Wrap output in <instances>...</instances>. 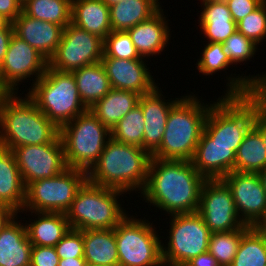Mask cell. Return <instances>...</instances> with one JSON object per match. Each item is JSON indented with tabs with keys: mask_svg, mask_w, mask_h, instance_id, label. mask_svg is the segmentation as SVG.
I'll return each mask as SVG.
<instances>
[{
	"mask_svg": "<svg viewBox=\"0 0 266 266\" xmlns=\"http://www.w3.org/2000/svg\"><path fill=\"white\" fill-rule=\"evenodd\" d=\"M227 76L228 88L209 109L203 131L214 144L234 145L236 153L256 118V92L266 91V73Z\"/></svg>",
	"mask_w": 266,
	"mask_h": 266,
	"instance_id": "1",
	"label": "cell"
},
{
	"mask_svg": "<svg viewBox=\"0 0 266 266\" xmlns=\"http://www.w3.org/2000/svg\"><path fill=\"white\" fill-rule=\"evenodd\" d=\"M206 179L188 160L151 158L145 188L140 196L168 216L197 212Z\"/></svg>",
	"mask_w": 266,
	"mask_h": 266,
	"instance_id": "2",
	"label": "cell"
},
{
	"mask_svg": "<svg viewBox=\"0 0 266 266\" xmlns=\"http://www.w3.org/2000/svg\"><path fill=\"white\" fill-rule=\"evenodd\" d=\"M17 96L0 93V147L12 151L19 146L53 142L60 129L26 94L24 98Z\"/></svg>",
	"mask_w": 266,
	"mask_h": 266,
	"instance_id": "3",
	"label": "cell"
},
{
	"mask_svg": "<svg viewBox=\"0 0 266 266\" xmlns=\"http://www.w3.org/2000/svg\"><path fill=\"white\" fill-rule=\"evenodd\" d=\"M152 155L141 147L117 142L110 138L98 161L87 172L93 184L121 190L139 191L145 188Z\"/></svg>",
	"mask_w": 266,
	"mask_h": 266,
	"instance_id": "4",
	"label": "cell"
},
{
	"mask_svg": "<svg viewBox=\"0 0 266 266\" xmlns=\"http://www.w3.org/2000/svg\"><path fill=\"white\" fill-rule=\"evenodd\" d=\"M196 95H184L171 108L160 146L151 154L163 160L191 161L212 103H201Z\"/></svg>",
	"mask_w": 266,
	"mask_h": 266,
	"instance_id": "5",
	"label": "cell"
},
{
	"mask_svg": "<svg viewBox=\"0 0 266 266\" xmlns=\"http://www.w3.org/2000/svg\"><path fill=\"white\" fill-rule=\"evenodd\" d=\"M125 192L86 180L65 213L71 229H114L127 215L119 196Z\"/></svg>",
	"mask_w": 266,
	"mask_h": 266,
	"instance_id": "6",
	"label": "cell"
},
{
	"mask_svg": "<svg viewBox=\"0 0 266 266\" xmlns=\"http://www.w3.org/2000/svg\"><path fill=\"white\" fill-rule=\"evenodd\" d=\"M26 94L59 129L87 110L72 72L50 68Z\"/></svg>",
	"mask_w": 266,
	"mask_h": 266,
	"instance_id": "7",
	"label": "cell"
},
{
	"mask_svg": "<svg viewBox=\"0 0 266 266\" xmlns=\"http://www.w3.org/2000/svg\"><path fill=\"white\" fill-rule=\"evenodd\" d=\"M68 167L88 172L98 161L111 131L87 109L60 128Z\"/></svg>",
	"mask_w": 266,
	"mask_h": 266,
	"instance_id": "8",
	"label": "cell"
},
{
	"mask_svg": "<svg viewBox=\"0 0 266 266\" xmlns=\"http://www.w3.org/2000/svg\"><path fill=\"white\" fill-rule=\"evenodd\" d=\"M147 219L126 216L115 228L119 266H164L162 241Z\"/></svg>",
	"mask_w": 266,
	"mask_h": 266,
	"instance_id": "9",
	"label": "cell"
},
{
	"mask_svg": "<svg viewBox=\"0 0 266 266\" xmlns=\"http://www.w3.org/2000/svg\"><path fill=\"white\" fill-rule=\"evenodd\" d=\"M86 180V171L68 167L52 178L31 182L26 187L22 211L65 214Z\"/></svg>",
	"mask_w": 266,
	"mask_h": 266,
	"instance_id": "10",
	"label": "cell"
},
{
	"mask_svg": "<svg viewBox=\"0 0 266 266\" xmlns=\"http://www.w3.org/2000/svg\"><path fill=\"white\" fill-rule=\"evenodd\" d=\"M170 216L168 245L162 244L164 266H183L208 252L211 232L197 212Z\"/></svg>",
	"mask_w": 266,
	"mask_h": 266,
	"instance_id": "11",
	"label": "cell"
},
{
	"mask_svg": "<svg viewBox=\"0 0 266 266\" xmlns=\"http://www.w3.org/2000/svg\"><path fill=\"white\" fill-rule=\"evenodd\" d=\"M104 40L72 23L63 28L60 43L48 61V66L62 72H72L95 64L103 57Z\"/></svg>",
	"mask_w": 266,
	"mask_h": 266,
	"instance_id": "12",
	"label": "cell"
},
{
	"mask_svg": "<svg viewBox=\"0 0 266 266\" xmlns=\"http://www.w3.org/2000/svg\"><path fill=\"white\" fill-rule=\"evenodd\" d=\"M47 67L48 60L44 56L13 34L0 66V93H18L20 82L32 78L34 84L44 75Z\"/></svg>",
	"mask_w": 266,
	"mask_h": 266,
	"instance_id": "13",
	"label": "cell"
},
{
	"mask_svg": "<svg viewBox=\"0 0 266 266\" xmlns=\"http://www.w3.org/2000/svg\"><path fill=\"white\" fill-rule=\"evenodd\" d=\"M197 213L211 233L238 230L246 225L239 217L230 189L221 179L204 182Z\"/></svg>",
	"mask_w": 266,
	"mask_h": 266,
	"instance_id": "14",
	"label": "cell"
},
{
	"mask_svg": "<svg viewBox=\"0 0 266 266\" xmlns=\"http://www.w3.org/2000/svg\"><path fill=\"white\" fill-rule=\"evenodd\" d=\"M12 152L26 187L31 182L52 178L68 168L60 135L51 143L19 146Z\"/></svg>",
	"mask_w": 266,
	"mask_h": 266,
	"instance_id": "15",
	"label": "cell"
},
{
	"mask_svg": "<svg viewBox=\"0 0 266 266\" xmlns=\"http://www.w3.org/2000/svg\"><path fill=\"white\" fill-rule=\"evenodd\" d=\"M221 180L231 191L240 219L256 227L266 215V192L258 173L232 171Z\"/></svg>",
	"mask_w": 266,
	"mask_h": 266,
	"instance_id": "16",
	"label": "cell"
},
{
	"mask_svg": "<svg viewBox=\"0 0 266 266\" xmlns=\"http://www.w3.org/2000/svg\"><path fill=\"white\" fill-rule=\"evenodd\" d=\"M100 62L109 78L111 88L143 95L158 86L145 63L146 59L102 58Z\"/></svg>",
	"mask_w": 266,
	"mask_h": 266,
	"instance_id": "17",
	"label": "cell"
},
{
	"mask_svg": "<svg viewBox=\"0 0 266 266\" xmlns=\"http://www.w3.org/2000/svg\"><path fill=\"white\" fill-rule=\"evenodd\" d=\"M160 87L140 95L138 103L144 114L143 149L152 154L159 146L166 128L168 114L171 108L181 99L173 98L168 101L161 93Z\"/></svg>",
	"mask_w": 266,
	"mask_h": 266,
	"instance_id": "18",
	"label": "cell"
},
{
	"mask_svg": "<svg viewBox=\"0 0 266 266\" xmlns=\"http://www.w3.org/2000/svg\"><path fill=\"white\" fill-rule=\"evenodd\" d=\"M235 155L234 145L214 144L203 131L191 162L206 180H216L234 171Z\"/></svg>",
	"mask_w": 266,
	"mask_h": 266,
	"instance_id": "19",
	"label": "cell"
},
{
	"mask_svg": "<svg viewBox=\"0 0 266 266\" xmlns=\"http://www.w3.org/2000/svg\"><path fill=\"white\" fill-rule=\"evenodd\" d=\"M14 34L26 41L48 61L55 53L63 32L60 25L27 16L23 11L12 22Z\"/></svg>",
	"mask_w": 266,
	"mask_h": 266,
	"instance_id": "20",
	"label": "cell"
},
{
	"mask_svg": "<svg viewBox=\"0 0 266 266\" xmlns=\"http://www.w3.org/2000/svg\"><path fill=\"white\" fill-rule=\"evenodd\" d=\"M163 10L161 8L150 19L127 31L142 58L147 59L150 56L161 54L169 44L171 29H169L168 19L164 16Z\"/></svg>",
	"mask_w": 266,
	"mask_h": 266,
	"instance_id": "21",
	"label": "cell"
},
{
	"mask_svg": "<svg viewBox=\"0 0 266 266\" xmlns=\"http://www.w3.org/2000/svg\"><path fill=\"white\" fill-rule=\"evenodd\" d=\"M14 217L0 232V266H30L31 250L25 224Z\"/></svg>",
	"mask_w": 266,
	"mask_h": 266,
	"instance_id": "22",
	"label": "cell"
},
{
	"mask_svg": "<svg viewBox=\"0 0 266 266\" xmlns=\"http://www.w3.org/2000/svg\"><path fill=\"white\" fill-rule=\"evenodd\" d=\"M201 3L202 12L198 20L201 34L207 42L223 43L237 31L225 0H201Z\"/></svg>",
	"mask_w": 266,
	"mask_h": 266,
	"instance_id": "23",
	"label": "cell"
},
{
	"mask_svg": "<svg viewBox=\"0 0 266 266\" xmlns=\"http://www.w3.org/2000/svg\"><path fill=\"white\" fill-rule=\"evenodd\" d=\"M26 186L11 150L0 147V204L22 212Z\"/></svg>",
	"mask_w": 266,
	"mask_h": 266,
	"instance_id": "24",
	"label": "cell"
},
{
	"mask_svg": "<svg viewBox=\"0 0 266 266\" xmlns=\"http://www.w3.org/2000/svg\"><path fill=\"white\" fill-rule=\"evenodd\" d=\"M71 23L103 40L112 31L109 7L102 0H72Z\"/></svg>",
	"mask_w": 266,
	"mask_h": 266,
	"instance_id": "25",
	"label": "cell"
},
{
	"mask_svg": "<svg viewBox=\"0 0 266 266\" xmlns=\"http://www.w3.org/2000/svg\"><path fill=\"white\" fill-rule=\"evenodd\" d=\"M31 212L38 218L25 223L27 235L32 246L54 247L71 229L64 213Z\"/></svg>",
	"mask_w": 266,
	"mask_h": 266,
	"instance_id": "26",
	"label": "cell"
},
{
	"mask_svg": "<svg viewBox=\"0 0 266 266\" xmlns=\"http://www.w3.org/2000/svg\"><path fill=\"white\" fill-rule=\"evenodd\" d=\"M83 241L88 266H119L114 229L83 230Z\"/></svg>",
	"mask_w": 266,
	"mask_h": 266,
	"instance_id": "27",
	"label": "cell"
},
{
	"mask_svg": "<svg viewBox=\"0 0 266 266\" xmlns=\"http://www.w3.org/2000/svg\"><path fill=\"white\" fill-rule=\"evenodd\" d=\"M159 0H124L109 7L112 31H128L162 7Z\"/></svg>",
	"mask_w": 266,
	"mask_h": 266,
	"instance_id": "28",
	"label": "cell"
},
{
	"mask_svg": "<svg viewBox=\"0 0 266 266\" xmlns=\"http://www.w3.org/2000/svg\"><path fill=\"white\" fill-rule=\"evenodd\" d=\"M140 95L132 91L114 89L96 102L90 111L110 131L112 128L138 104Z\"/></svg>",
	"mask_w": 266,
	"mask_h": 266,
	"instance_id": "29",
	"label": "cell"
},
{
	"mask_svg": "<svg viewBox=\"0 0 266 266\" xmlns=\"http://www.w3.org/2000/svg\"><path fill=\"white\" fill-rule=\"evenodd\" d=\"M82 103L90 109L111 90L109 78L101 62L72 71Z\"/></svg>",
	"mask_w": 266,
	"mask_h": 266,
	"instance_id": "30",
	"label": "cell"
},
{
	"mask_svg": "<svg viewBox=\"0 0 266 266\" xmlns=\"http://www.w3.org/2000/svg\"><path fill=\"white\" fill-rule=\"evenodd\" d=\"M264 168H266V147L260 132L252 126L236 151L234 171L258 173Z\"/></svg>",
	"mask_w": 266,
	"mask_h": 266,
	"instance_id": "31",
	"label": "cell"
},
{
	"mask_svg": "<svg viewBox=\"0 0 266 266\" xmlns=\"http://www.w3.org/2000/svg\"><path fill=\"white\" fill-rule=\"evenodd\" d=\"M22 11L27 16L64 28L71 23L72 0H25Z\"/></svg>",
	"mask_w": 266,
	"mask_h": 266,
	"instance_id": "32",
	"label": "cell"
},
{
	"mask_svg": "<svg viewBox=\"0 0 266 266\" xmlns=\"http://www.w3.org/2000/svg\"><path fill=\"white\" fill-rule=\"evenodd\" d=\"M230 266H266V236L251 226L241 238Z\"/></svg>",
	"mask_w": 266,
	"mask_h": 266,
	"instance_id": "33",
	"label": "cell"
},
{
	"mask_svg": "<svg viewBox=\"0 0 266 266\" xmlns=\"http://www.w3.org/2000/svg\"><path fill=\"white\" fill-rule=\"evenodd\" d=\"M144 125V114L138 103L112 128L111 138L143 149Z\"/></svg>",
	"mask_w": 266,
	"mask_h": 266,
	"instance_id": "34",
	"label": "cell"
},
{
	"mask_svg": "<svg viewBox=\"0 0 266 266\" xmlns=\"http://www.w3.org/2000/svg\"><path fill=\"white\" fill-rule=\"evenodd\" d=\"M244 225L238 230L211 233L208 252L220 266H230L238 250L242 235L250 228Z\"/></svg>",
	"mask_w": 266,
	"mask_h": 266,
	"instance_id": "35",
	"label": "cell"
},
{
	"mask_svg": "<svg viewBox=\"0 0 266 266\" xmlns=\"http://www.w3.org/2000/svg\"><path fill=\"white\" fill-rule=\"evenodd\" d=\"M102 58L144 59L138 54L127 31H111L106 36Z\"/></svg>",
	"mask_w": 266,
	"mask_h": 266,
	"instance_id": "36",
	"label": "cell"
},
{
	"mask_svg": "<svg viewBox=\"0 0 266 266\" xmlns=\"http://www.w3.org/2000/svg\"><path fill=\"white\" fill-rule=\"evenodd\" d=\"M204 46L202 56L196 63L198 72L210 76L221 70L225 71L230 65L233 66L222 43L208 42Z\"/></svg>",
	"mask_w": 266,
	"mask_h": 266,
	"instance_id": "37",
	"label": "cell"
},
{
	"mask_svg": "<svg viewBox=\"0 0 266 266\" xmlns=\"http://www.w3.org/2000/svg\"><path fill=\"white\" fill-rule=\"evenodd\" d=\"M237 31L255 44L266 38V0L252 13L236 23Z\"/></svg>",
	"mask_w": 266,
	"mask_h": 266,
	"instance_id": "38",
	"label": "cell"
},
{
	"mask_svg": "<svg viewBox=\"0 0 266 266\" xmlns=\"http://www.w3.org/2000/svg\"><path fill=\"white\" fill-rule=\"evenodd\" d=\"M222 44L230 62L234 65L250 61L258 49L257 44L238 31L234 32Z\"/></svg>",
	"mask_w": 266,
	"mask_h": 266,
	"instance_id": "39",
	"label": "cell"
},
{
	"mask_svg": "<svg viewBox=\"0 0 266 266\" xmlns=\"http://www.w3.org/2000/svg\"><path fill=\"white\" fill-rule=\"evenodd\" d=\"M54 248L60 259L84 257L83 231L70 229Z\"/></svg>",
	"mask_w": 266,
	"mask_h": 266,
	"instance_id": "40",
	"label": "cell"
},
{
	"mask_svg": "<svg viewBox=\"0 0 266 266\" xmlns=\"http://www.w3.org/2000/svg\"><path fill=\"white\" fill-rule=\"evenodd\" d=\"M59 261L54 247L32 246L30 266H58Z\"/></svg>",
	"mask_w": 266,
	"mask_h": 266,
	"instance_id": "41",
	"label": "cell"
},
{
	"mask_svg": "<svg viewBox=\"0 0 266 266\" xmlns=\"http://www.w3.org/2000/svg\"><path fill=\"white\" fill-rule=\"evenodd\" d=\"M265 0H225L232 19L237 23L257 9Z\"/></svg>",
	"mask_w": 266,
	"mask_h": 266,
	"instance_id": "42",
	"label": "cell"
},
{
	"mask_svg": "<svg viewBox=\"0 0 266 266\" xmlns=\"http://www.w3.org/2000/svg\"><path fill=\"white\" fill-rule=\"evenodd\" d=\"M253 126L260 132L266 147V91L256 92V118Z\"/></svg>",
	"mask_w": 266,
	"mask_h": 266,
	"instance_id": "43",
	"label": "cell"
},
{
	"mask_svg": "<svg viewBox=\"0 0 266 266\" xmlns=\"http://www.w3.org/2000/svg\"><path fill=\"white\" fill-rule=\"evenodd\" d=\"M22 12V4L18 0H0V14L11 23Z\"/></svg>",
	"mask_w": 266,
	"mask_h": 266,
	"instance_id": "44",
	"label": "cell"
},
{
	"mask_svg": "<svg viewBox=\"0 0 266 266\" xmlns=\"http://www.w3.org/2000/svg\"><path fill=\"white\" fill-rule=\"evenodd\" d=\"M185 266H220V265L217 263L216 259L209 252H205L189 260L185 264Z\"/></svg>",
	"mask_w": 266,
	"mask_h": 266,
	"instance_id": "45",
	"label": "cell"
},
{
	"mask_svg": "<svg viewBox=\"0 0 266 266\" xmlns=\"http://www.w3.org/2000/svg\"><path fill=\"white\" fill-rule=\"evenodd\" d=\"M13 34H14L13 28L0 29V66L4 61L8 45Z\"/></svg>",
	"mask_w": 266,
	"mask_h": 266,
	"instance_id": "46",
	"label": "cell"
},
{
	"mask_svg": "<svg viewBox=\"0 0 266 266\" xmlns=\"http://www.w3.org/2000/svg\"><path fill=\"white\" fill-rule=\"evenodd\" d=\"M18 213L7 206L0 207V232Z\"/></svg>",
	"mask_w": 266,
	"mask_h": 266,
	"instance_id": "47",
	"label": "cell"
},
{
	"mask_svg": "<svg viewBox=\"0 0 266 266\" xmlns=\"http://www.w3.org/2000/svg\"><path fill=\"white\" fill-rule=\"evenodd\" d=\"M58 266H88L84 257L60 259Z\"/></svg>",
	"mask_w": 266,
	"mask_h": 266,
	"instance_id": "48",
	"label": "cell"
},
{
	"mask_svg": "<svg viewBox=\"0 0 266 266\" xmlns=\"http://www.w3.org/2000/svg\"><path fill=\"white\" fill-rule=\"evenodd\" d=\"M2 28H13L12 23L0 14V29Z\"/></svg>",
	"mask_w": 266,
	"mask_h": 266,
	"instance_id": "49",
	"label": "cell"
},
{
	"mask_svg": "<svg viewBox=\"0 0 266 266\" xmlns=\"http://www.w3.org/2000/svg\"><path fill=\"white\" fill-rule=\"evenodd\" d=\"M258 175H259V177H260V179H261V182H262L263 188H264V190H265V192H266V168H264L263 170H260V171L258 172Z\"/></svg>",
	"mask_w": 266,
	"mask_h": 266,
	"instance_id": "50",
	"label": "cell"
},
{
	"mask_svg": "<svg viewBox=\"0 0 266 266\" xmlns=\"http://www.w3.org/2000/svg\"><path fill=\"white\" fill-rule=\"evenodd\" d=\"M256 227L266 236V215Z\"/></svg>",
	"mask_w": 266,
	"mask_h": 266,
	"instance_id": "51",
	"label": "cell"
},
{
	"mask_svg": "<svg viewBox=\"0 0 266 266\" xmlns=\"http://www.w3.org/2000/svg\"><path fill=\"white\" fill-rule=\"evenodd\" d=\"M108 7H111L114 4H117L124 0H102Z\"/></svg>",
	"mask_w": 266,
	"mask_h": 266,
	"instance_id": "52",
	"label": "cell"
},
{
	"mask_svg": "<svg viewBox=\"0 0 266 266\" xmlns=\"http://www.w3.org/2000/svg\"><path fill=\"white\" fill-rule=\"evenodd\" d=\"M22 5L25 2V0H18Z\"/></svg>",
	"mask_w": 266,
	"mask_h": 266,
	"instance_id": "53",
	"label": "cell"
}]
</instances>
